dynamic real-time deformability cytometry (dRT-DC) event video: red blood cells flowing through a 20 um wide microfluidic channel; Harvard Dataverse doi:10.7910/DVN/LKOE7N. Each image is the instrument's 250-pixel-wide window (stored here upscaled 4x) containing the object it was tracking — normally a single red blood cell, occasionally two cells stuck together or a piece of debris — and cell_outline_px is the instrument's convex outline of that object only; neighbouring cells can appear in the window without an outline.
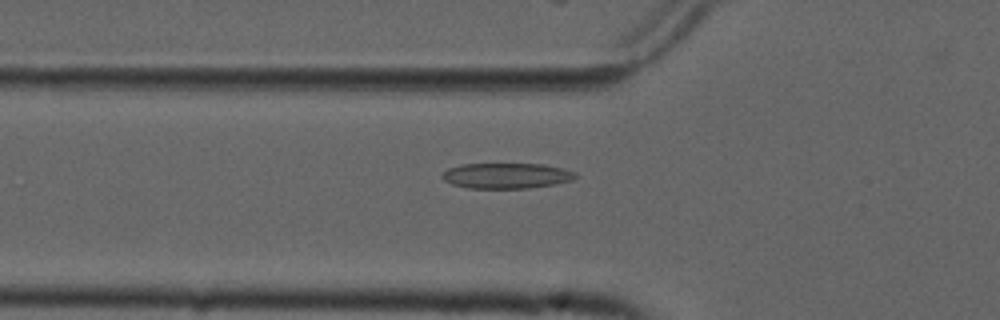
{"species": "common noctule bat (a hibernating species)", "species_latin": "Nyctalus noctula", "temperature_condition": "cold", "stored_images_in_passage": 55, "camera_frame_rate_fps": 3000, "um_per_image_px": 0.085, "animal": {"sex": "male", "forearm_length_mm": 52.5}, "frame": {"image": 1, "passage_image": 19, "time_ms": 6.0, "image_size_px": [1000, 320], "cell_outline_px": [[576, 176], [572, 180], [552, 184], [528, 188], [468, 188], [452, 184], [444, 180], [440, 176], [448, 168], [460, 164], [544, 164], [576, 172]], "centroid_in_image_um": [43.0, 14.93], "position_along_channel_um": 82.8, "area_um2": 19.65}}
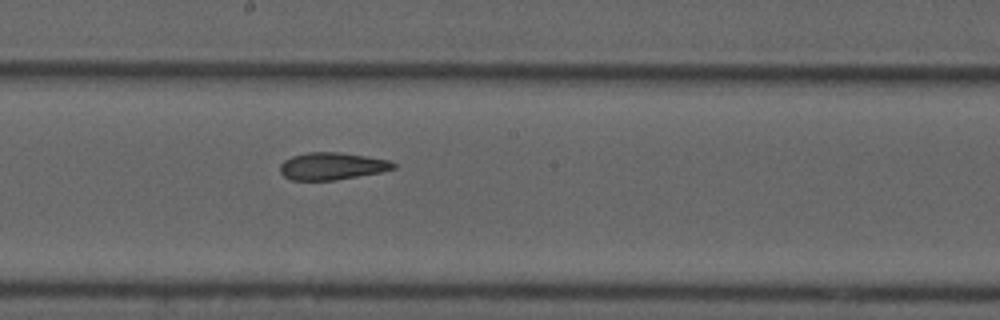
{"frame": {"image": 2, "passage_image": 30, "time_ms": 9.667, "image_size_px": [1000, 320], "cell_outline_px": [[396, 168], [380, 172], [336, 180], [292, 180], [284, 176], [280, 172], [280, 164], [284, 160], [292, 156], [308, 152], [340, 152], [388, 160], [396, 164]], "centroid_in_image_um": [28.19, 14.12], "position_along_channel_um": 220.0, "area_um2": 17.92}}
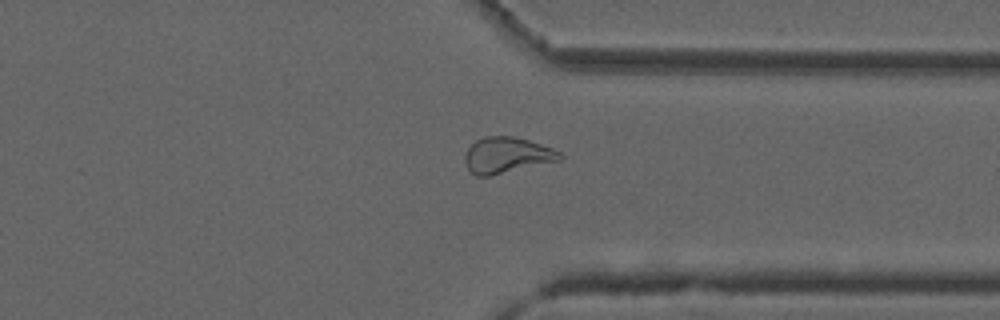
{"frame": {"image": 3, "passage_image": 42, "time_ms": 13.667, "image_size_px": [1000, 320], "cell_outline_px": [[564, 156], [560, 160], [488, 176], [476, 176], [468, 168], [464, 160], [464, 156], [468, 148], [476, 140], [484, 136], [512, 136], [528, 140], [552, 148], [560, 152]], "centroid_in_image_um": [43.07, 13.18], "position_along_channel_um": 368.3, "area_um2": 19.65}, "authors_computed_cell_mechanics": {"area_um2": 20.2878, "velocity_mm_per_s": 3.7314, "shape_relaxation_time_tau1_ms": null, "shape_relaxation_time_tau2_ms": 3.1152, "deformation_change_tau1": null, "deformation_change_tau2": 0.1017}}